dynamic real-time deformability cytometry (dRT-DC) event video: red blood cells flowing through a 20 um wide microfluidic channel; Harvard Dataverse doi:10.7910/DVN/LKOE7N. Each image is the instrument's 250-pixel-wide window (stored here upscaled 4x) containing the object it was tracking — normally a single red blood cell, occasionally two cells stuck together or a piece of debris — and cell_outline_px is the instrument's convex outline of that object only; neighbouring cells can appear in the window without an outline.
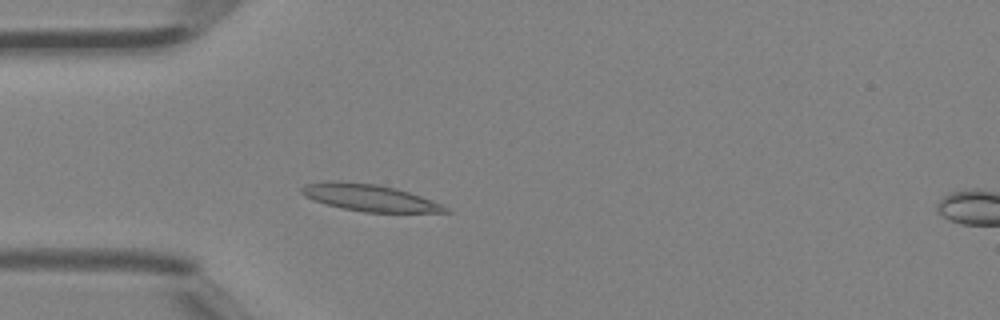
{"species": "Egyptian fruit bat (a non-hibernating species)", "species_latin": "Rousettus aegyptiacus", "temperature_condition": "room temperature", "stored_images_in_passage": 42, "camera_frame_rate_fps": 3000, "um_per_image_px": 0.085, "animal": {"sex": "female"}, "frame": {"image": 1, "passage_image": 9, "time_ms": 2.667, "image_size_px": [1000, 320], "cell_outline_px": [[452, 212], [364, 212], [344, 208], [328, 204], [304, 196], [300, 192], [300, 188], [308, 184], [332, 180], [376, 184], [396, 188], [420, 196], [440, 204], [448, 208]], "centroid_in_image_um": [31.39, 16.8], "position_along_channel_um": 53.6, "area_um2": 22.02}}
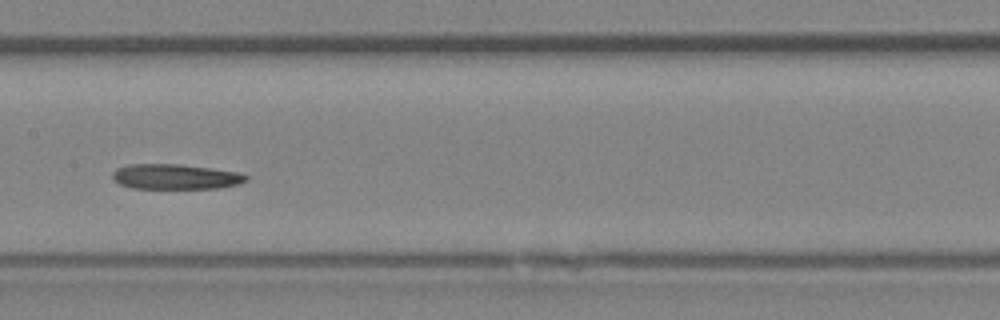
{"frame": {"image": 2, "passage_image": 19, "time_ms": 6.0, "image_size_px": [1000, 320], "cell_outline_px": [[248, 180], [236, 184], [216, 188], [132, 188], [120, 184], [112, 180], [112, 172], [116, 168], [128, 164], [180, 164], [212, 168], [236, 172], [248, 176]], "centroid_in_image_um": [14.85, 15.01], "position_along_channel_um": 192.6, "area_um2": 19.54}}
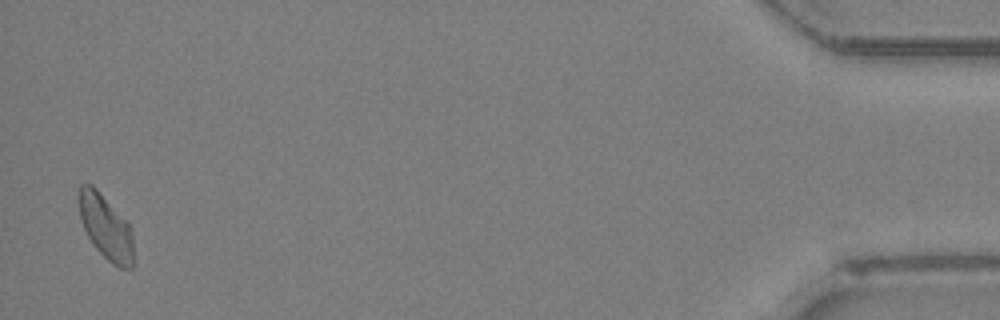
{"frame": {"image": 3, "passage_image": 41, "time_ms": 13.333, "image_size_px": [1000, 320], "cell_outline_px": [[132, 268], [120, 268], [112, 264], [96, 248], [88, 236], [84, 228], [80, 216], [80, 184], [92, 184], [128, 220], [132, 228]], "centroid_in_image_um": [9.03, 19.29], "position_along_channel_um": 426.2, "area_um2": 20.35}}